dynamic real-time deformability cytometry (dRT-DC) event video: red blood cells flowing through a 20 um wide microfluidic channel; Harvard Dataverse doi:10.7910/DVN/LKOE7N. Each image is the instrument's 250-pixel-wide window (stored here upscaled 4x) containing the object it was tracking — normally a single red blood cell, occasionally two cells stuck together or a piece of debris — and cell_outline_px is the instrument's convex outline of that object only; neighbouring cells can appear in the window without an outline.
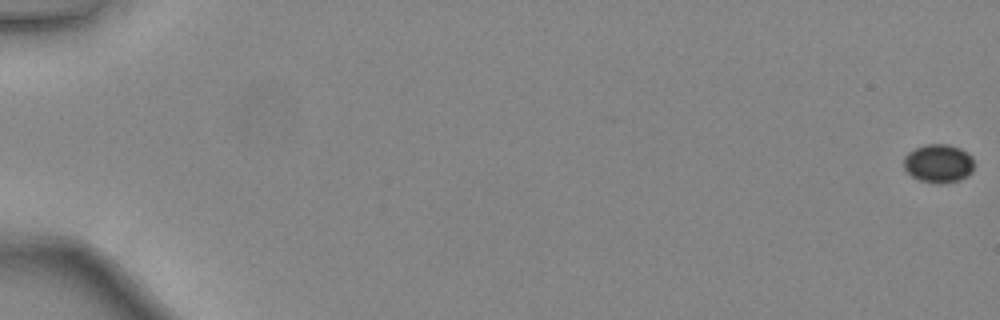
{"species": "common noctule bat (a hibernating species)", "species_latin": "Nyctalus noctula", "temperature_condition": "warm", "stored_images_in_passage": 49, "camera_frame_rate_fps": 3000, "um_per_image_px": 0.085, "animal": {"sex": "female", "body_mass_g": 24.6, "forearm_length_mm": 56.2}, "frame": {"image": 1, "passage_image": 1, "time_ms": 0.0, "image_size_px": [1000, 320], "cell_outline_px": [[972, 172], [968, 176], [960, 180], [944, 184], [936, 184], [920, 180], [912, 176], [904, 168], [904, 156], [908, 152], [916, 148], [928, 144], [948, 144], [960, 148], [972, 156]], "centroid_in_image_um": [79.77, 13.9], "position_along_channel_um": 5.2, "area_um2": 15.84}}
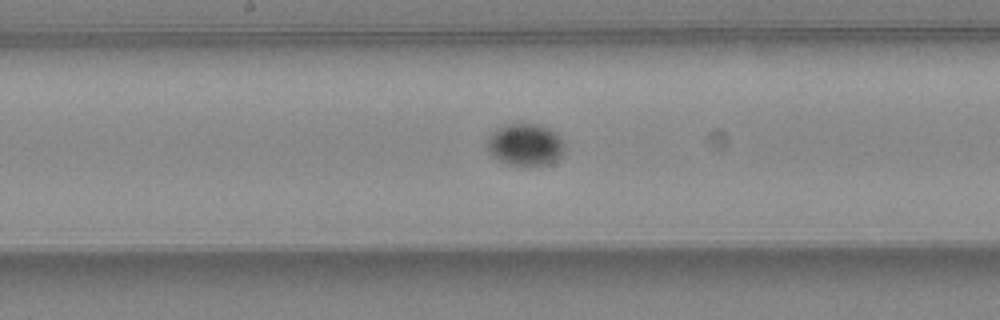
{"frame": {"image": 2, "passage_image": 28, "time_ms": 9.0, "image_size_px": [1000, 320], "cell_outline_px": [[564, 148], [560, 156], [556, 160], [548, 164], [508, 164], [492, 156], [488, 148], [488, 136], [496, 128], [508, 124], [536, 124], [548, 128], [560, 140]], "centroid_in_image_um": [44.6, 12.28], "position_along_channel_um": 203.6, "area_um2": 18.26}}
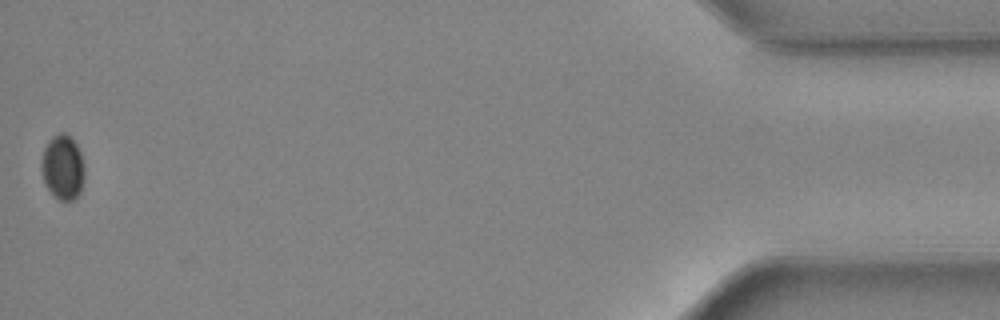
{"frame": {"image": 3, "passage_image": 49, "time_ms": 16.0, "image_size_px": [1000, 320], "cell_outline_px": [[84, 180], [80, 192], [72, 200], [60, 200], [52, 196], [44, 180], [44, 148], [48, 140], [52, 136], [60, 132], [64, 132], [76, 144], [80, 152], [84, 168]], "centroid_in_image_um": [5.37, 14.23], "position_along_channel_um": 429.8, "area_um2": 15.78}}